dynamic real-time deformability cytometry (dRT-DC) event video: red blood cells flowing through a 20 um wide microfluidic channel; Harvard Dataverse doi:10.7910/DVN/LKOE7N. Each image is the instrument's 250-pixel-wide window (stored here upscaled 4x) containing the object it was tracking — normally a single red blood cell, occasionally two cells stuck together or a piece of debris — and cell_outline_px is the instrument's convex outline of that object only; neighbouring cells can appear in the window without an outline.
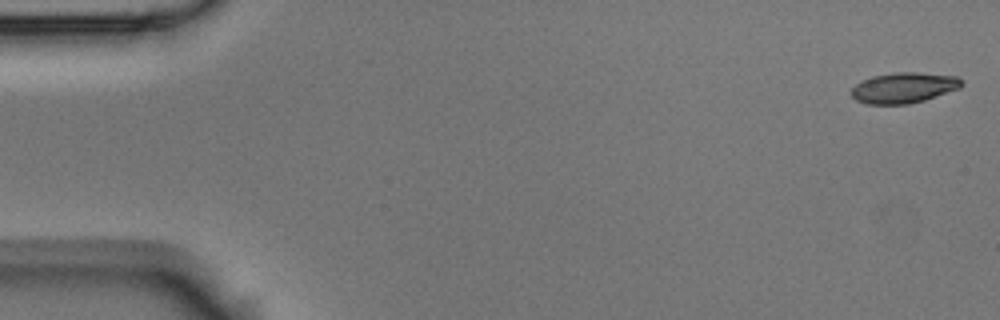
{"species": "Egyptian fruit bat (a non-hibernating species)", "species_latin": "Rousettus aegyptiacus", "temperature_condition": "room temperature", "stored_images_in_passage": 4, "camera_frame_rate_fps": 3000, "um_per_image_px": 0.085, "animal": {"sex": "male"}, "frame": {"image": 1, "passage_image": 1, "time_ms": 0.0, "image_size_px": [1000, 320], "cell_outline_px": [[964, 84], [960, 88], [924, 100], [908, 104], [868, 104], [856, 100], [852, 96], [852, 88], [856, 84], [872, 76], [896, 72], [916, 72], [956, 76]], "centroid_in_image_um": [76.82, 7.46], "position_along_channel_um": 8.2, "area_um2": 19.48}}